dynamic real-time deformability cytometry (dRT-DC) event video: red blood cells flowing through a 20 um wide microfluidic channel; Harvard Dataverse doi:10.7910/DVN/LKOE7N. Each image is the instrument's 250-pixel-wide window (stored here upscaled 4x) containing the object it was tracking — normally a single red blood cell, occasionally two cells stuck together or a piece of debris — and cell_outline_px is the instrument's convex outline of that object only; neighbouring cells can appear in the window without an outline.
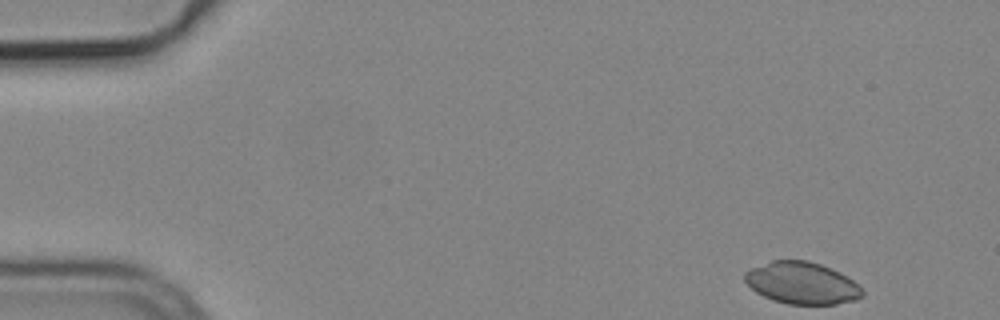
{"species": "common noctule bat (a hibernating species)", "species_latin": "Nyctalus noctula", "temperature_condition": "cold", "stored_images_in_passage": 7, "camera_frame_rate_fps": 3000, "um_per_image_px": 0.085, "animal": {"sex": "male", "body_mass_g": 19.2, "forearm_length_mm": 51.8}, "frame": {"image": 1, "passage_image": 1, "time_ms": 0.0, "image_size_px": [1000, 320], "cell_outline_px": [[864, 296], [856, 300], [836, 304], [788, 304], [772, 300], [756, 292], [744, 280], [744, 272], [752, 268], [772, 260], [808, 260], [820, 264], [840, 272], [848, 276], [860, 284], [864, 292]], "centroid_in_image_um": [68.21, 24.06], "position_along_channel_um": 16.8, "area_um2": 28.96}}